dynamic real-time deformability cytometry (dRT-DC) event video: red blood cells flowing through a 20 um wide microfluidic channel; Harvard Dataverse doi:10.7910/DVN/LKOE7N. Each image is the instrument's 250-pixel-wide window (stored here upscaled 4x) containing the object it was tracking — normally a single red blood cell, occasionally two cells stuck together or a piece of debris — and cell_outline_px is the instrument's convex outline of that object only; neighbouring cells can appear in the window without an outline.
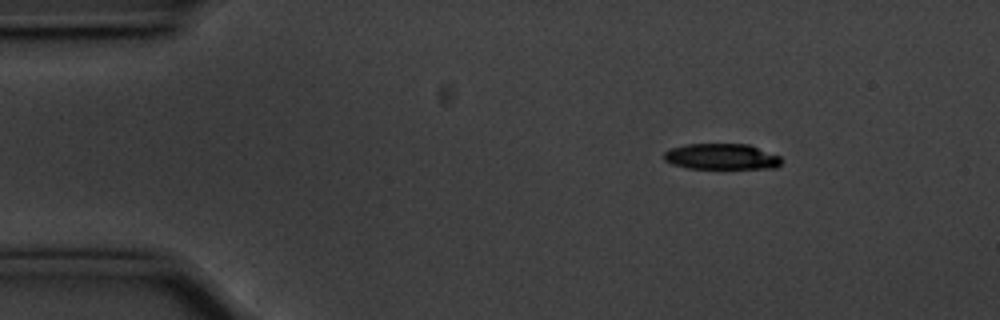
{"species": "common noctule bat (a hibernating species)", "species_latin": "Nyctalus noctula", "temperature_condition": "cold", "stored_images_in_passage": 49, "camera_frame_rate_fps": 3000, "um_per_image_px": 0.085, "animal": {"sex": "male", "body_mass_g": 20.1, "forearm_length_mm": 53.5}, "frame": {"image": 1, "passage_image": 1, "time_ms": 0.0, "image_size_px": [1000, 320], "cell_outline_px": [[780, 164], [776, 168], [688, 168], [672, 164], [664, 160], [664, 152], [672, 148], [684, 144], [748, 144], [780, 156]], "centroid_in_image_um": [61.31, 13.31], "position_along_channel_um": 23.7, "area_um2": 17.57}}
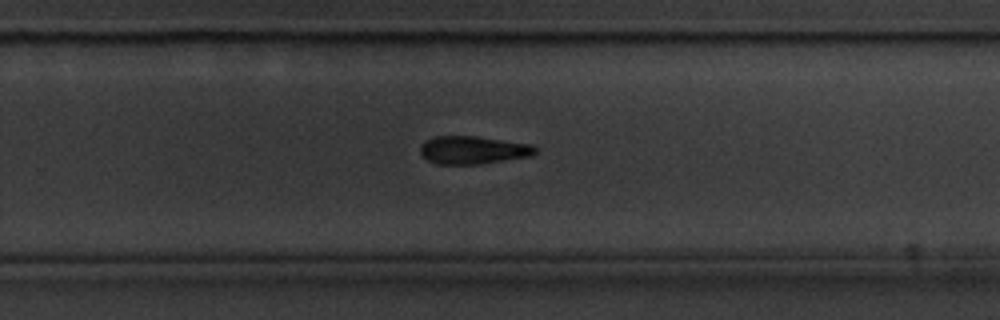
{"frame": {"image": 2, "passage_image": 29, "time_ms": 9.333, "image_size_px": [1000, 320], "cell_outline_px": [[536, 152], [532, 156], [480, 164], [436, 164], [428, 160], [420, 152], [420, 148], [428, 140], [436, 136], [476, 136], [532, 144], [536, 148]], "centroid_in_image_um": [40.25, 12.76], "position_along_channel_um": 289.6, "area_um2": 18.61}}
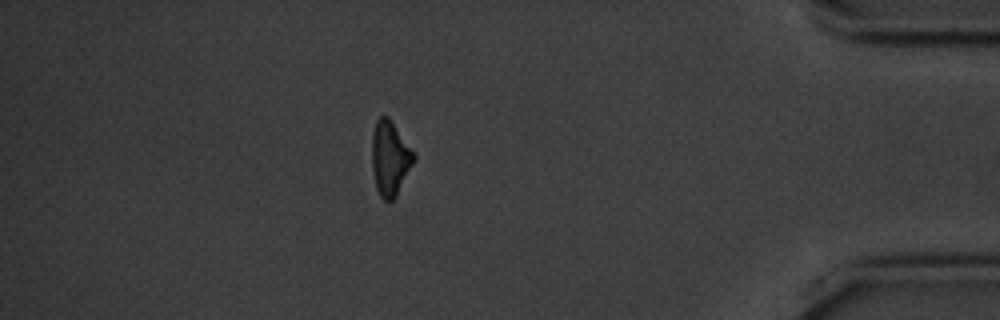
{"frame": {"image": 3, "passage_image": 42, "time_ms": 13.667, "image_size_px": [1000, 320], "cell_outline_px": [[416, 160], [396, 196], [392, 200], [384, 200], [380, 196], [376, 188], [372, 168], [372, 132], [376, 120], [380, 116], [388, 116], [416, 152]], "centroid_in_image_um": [33.18, 13.42], "position_along_channel_um": 402.0, "area_um2": 18.55}, "authors_computed_cell_mechanics": {"area_um2": 19.2474, "velocity_mm_per_s": 3.5715, "shape_relaxation_time_tau1_ms": 2.3886, "shape_relaxation_time_tau2_ms": null, "deformation_change_tau1": 0.1301, "deformation_change_tau2": null}}